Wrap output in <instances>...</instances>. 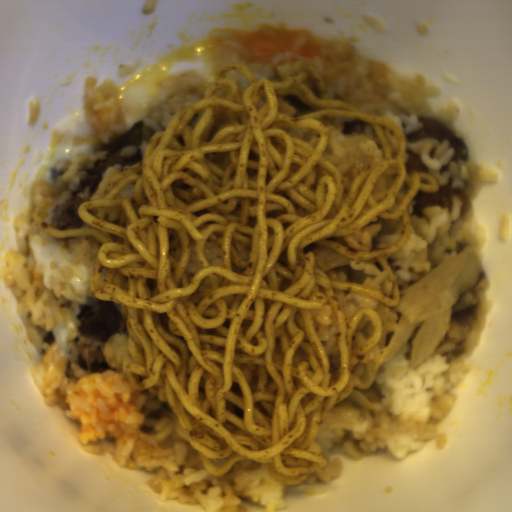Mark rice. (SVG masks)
<instances>
[{
    "instance_id": "obj_1",
    "label": "rice",
    "mask_w": 512,
    "mask_h": 512,
    "mask_svg": "<svg viewBox=\"0 0 512 512\" xmlns=\"http://www.w3.org/2000/svg\"><path fill=\"white\" fill-rule=\"evenodd\" d=\"M32 208L16 219L6 257L8 288L36 359L29 376L44 406L64 415L83 452L109 454L143 475L150 488L203 512H282L298 493L322 491L363 456L405 461L428 447L445 450L442 422L456 406V392L489 319L483 271L450 308L447 330L434 351L410 366L413 341L381 364L367 409L343 398L325 412L315 441L327 463L296 484L272 476L266 465L244 459L212 476L198 450L177 432L166 402L135 389L125 366L136 363L122 331L101 342L78 323L83 305L58 291L41 272L28 236Z\"/></svg>"
},
{
    "instance_id": "obj_2",
    "label": "rice",
    "mask_w": 512,
    "mask_h": 512,
    "mask_svg": "<svg viewBox=\"0 0 512 512\" xmlns=\"http://www.w3.org/2000/svg\"><path fill=\"white\" fill-rule=\"evenodd\" d=\"M198 53H206L219 67L227 63L247 67L255 80L285 81L295 73L293 64L303 60L321 74L328 99L349 103L364 113L391 119L403 131H413L421 115L437 119L455 133L460 106L444 98L427 78H409L382 60L337 39L300 33L284 54L259 60L243 49L233 33L215 36Z\"/></svg>"
},
{
    "instance_id": "obj_3",
    "label": "rice",
    "mask_w": 512,
    "mask_h": 512,
    "mask_svg": "<svg viewBox=\"0 0 512 512\" xmlns=\"http://www.w3.org/2000/svg\"><path fill=\"white\" fill-rule=\"evenodd\" d=\"M405 149L420 155L428 174L437 179L438 186L449 184L461 187L467 198L465 213L456 198L451 208L432 206L425 217L411 219L408 241L396 252L385 257L397 280L399 292L423 277L432 269L466 249L480 256L485 247L486 228L477 224L476 200L482 189L501 176L469 156L466 161H453L450 142L425 138L406 143Z\"/></svg>"
},
{
    "instance_id": "obj_4",
    "label": "rice",
    "mask_w": 512,
    "mask_h": 512,
    "mask_svg": "<svg viewBox=\"0 0 512 512\" xmlns=\"http://www.w3.org/2000/svg\"><path fill=\"white\" fill-rule=\"evenodd\" d=\"M123 82L91 76L80 98L81 112L93 124L102 150L131 128L119 90Z\"/></svg>"
},
{
    "instance_id": "obj_5",
    "label": "rice",
    "mask_w": 512,
    "mask_h": 512,
    "mask_svg": "<svg viewBox=\"0 0 512 512\" xmlns=\"http://www.w3.org/2000/svg\"><path fill=\"white\" fill-rule=\"evenodd\" d=\"M328 130L325 152L341 158L354 156L361 173L384 159L385 151L373 125L346 118L318 119Z\"/></svg>"
},
{
    "instance_id": "obj_6",
    "label": "rice",
    "mask_w": 512,
    "mask_h": 512,
    "mask_svg": "<svg viewBox=\"0 0 512 512\" xmlns=\"http://www.w3.org/2000/svg\"><path fill=\"white\" fill-rule=\"evenodd\" d=\"M212 82L207 74L183 72L164 86L146 123L153 126L155 133L165 131L180 109L204 98Z\"/></svg>"
},
{
    "instance_id": "obj_7",
    "label": "rice",
    "mask_w": 512,
    "mask_h": 512,
    "mask_svg": "<svg viewBox=\"0 0 512 512\" xmlns=\"http://www.w3.org/2000/svg\"><path fill=\"white\" fill-rule=\"evenodd\" d=\"M333 291L347 323L359 309L375 310L380 315L382 320L381 337L370 358H368L371 362L377 361L393 338L402 318L401 313L394 312L391 305H387L370 295L344 289H333Z\"/></svg>"
},
{
    "instance_id": "obj_8",
    "label": "rice",
    "mask_w": 512,
    "mask_h": 512,
    "mask_svg": "<svg viewBox=\"0 0 512 512\" xmlns=\"http://www.w3.org/2000/svg\"><path fill=\"white\" fill-rule=\"evenodd\" d=\"M329 270H336L335 282H353L393 296L392 280L378 258H353L352 263L332 267Z\"/></svg>"
},
{
    "instance_id": "obj_9",
    "label": "rice",
    "mask_w": 512,
    "mask_h": 512,
    "mask_svg": "<svg viewBox=\"0 0 512 512\" xmlns=\"http://www.w3.org/2000/svg\"><path fill=\"white\" fill-rule=\"evenodd\" d=\"M315 333L326 353L333 376L340 370V338L339 328L332 308L330 324L322 325L312 316Z\"/></svg>"
},
{
    "instance_id": "obj_10",
    "label": "rice",
    "mask_w": 512,
    "mask_h": 512,
    "mask_svg": "<svg viewBox=\"0 0 512 512\" xmlns=\"http://www.w3.org/2000/svg\"><path fill=\"white\" fill-rule=\"evenodd\" d=\"M65 250L69 255L94 268L99 256L102 242L94 236L62 238Z\"/></svg>"
}]
</instances>
